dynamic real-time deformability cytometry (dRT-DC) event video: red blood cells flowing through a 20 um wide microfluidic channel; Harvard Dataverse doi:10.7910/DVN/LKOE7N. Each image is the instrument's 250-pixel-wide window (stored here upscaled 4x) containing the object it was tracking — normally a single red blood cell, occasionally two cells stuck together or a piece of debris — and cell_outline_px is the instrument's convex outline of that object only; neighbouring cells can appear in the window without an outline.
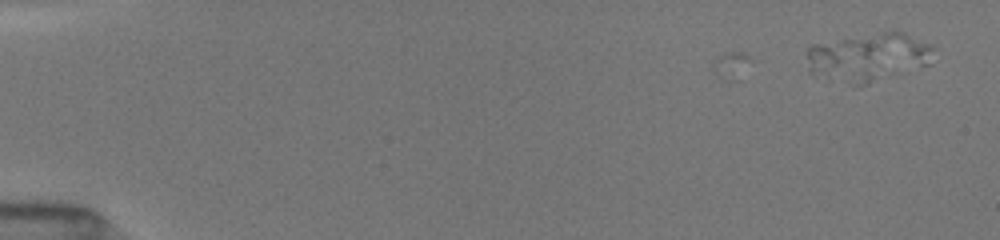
{"species": "common noctule bat (a hibernating species)", "species_latin": "Nyctalus noctula", "temperature_condition": "room temperature", "stored_images_in_passage": 8, "camera_frame_rate_fps": 3000, "um_per_image_px": 0.085, "animal": {"sex": "female", "body_mass_g": 19.5, "forearm_length_mm": 54.1}, "frame": {"image": 1, "passage_image": 8, "time_ms": 2.333, "image_size_px": [1000, 240], "cell_outline_px": [[936, 48], [928, 64], [828, 80], [812, 76], [808, 72], [808, 44], [880, 32], [904, 32]], "centroid_in_image_um": [73.68, 4.66], "position_along_channel_um": 11.3, "area_um2": 31.85}}